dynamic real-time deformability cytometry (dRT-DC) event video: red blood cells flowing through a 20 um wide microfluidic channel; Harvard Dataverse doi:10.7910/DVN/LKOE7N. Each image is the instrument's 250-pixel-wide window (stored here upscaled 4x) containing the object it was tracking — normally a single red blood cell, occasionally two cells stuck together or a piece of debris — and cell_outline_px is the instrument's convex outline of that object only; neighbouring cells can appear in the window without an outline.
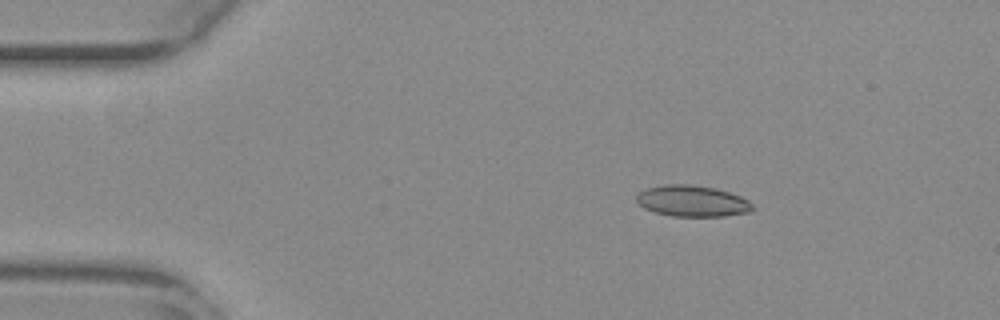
{"species": "common noctule bat (a hibernating species)", "species_latin": "Nyctalus noctula", "temperature_condition": "warm", "stored_images_in_passage": 53, "camera_frame_rate_fps": 3000, "um_per_image_px": 0.085, "animal": {"sex": "female", "body_mass_g": 29.2, "forearm_length_mm": 56.3}, "frame": {"image": 1, "passage_image": 8, "time_ms": 2.333, "image_size_px": [1000, 320], "cell_outline_px": [[752, 208], [748, 212], [724, 216], [672, 216], [656, 212], [644, 208], [636, 200], [636, 196], [640, 192], [648, 188], [664, 184], [688, 184], [716, 188], [740, 196], [748, 200], [752, 204]], "centroid_in_image_um": [58.83, 17.08], "position_along_channel_um": 26.2, "area_um2": 20.87}}
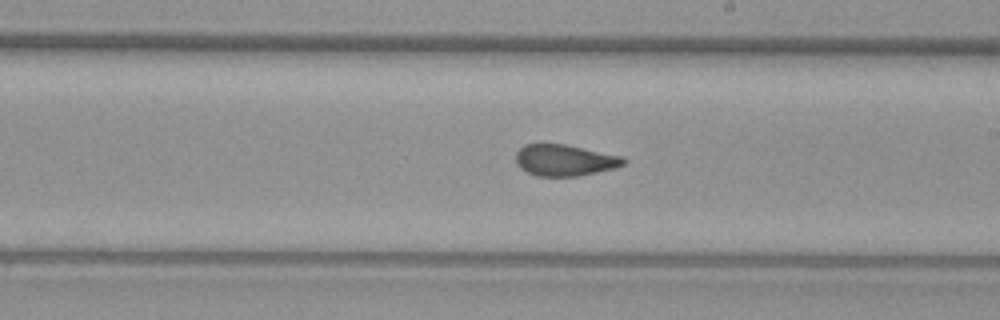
{"frame": {"image": 2, "passage_image": 30, "time_ms": 9.667, "image_size_px": [1000, 320], "cell_outline_px": [[628, 160], [624, 164], [616, 168], [580, 176], [536, 176], [520, 168], [516, 164], [516, 152], [524, 144], [564, 144], [620, 156]], "centroid_in_image_um": [47.98, 13.63], "position_along_channel_um": 241.0, "area_um2": 19.65}}
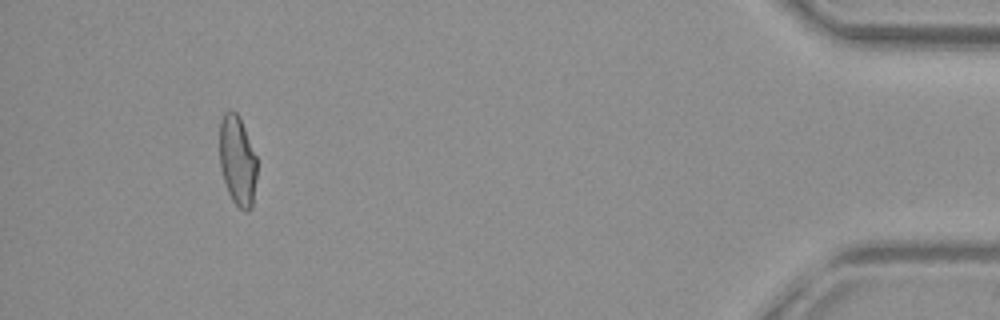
{"frame": {"image": 3, "passage_image": 49, "time_ms": 16.0, "image_size_px": [1000, 320], "cell_outline_px": [[256, 180], [252, 208], [248, 212], [244, 212], [232, 200], [228, 192], [220, 168], [220, 120], [224, 112], [228, 108], [236, 112], [244, 128], [256, 156]], "centroid_in_image_um": [20.18, 13.67], "position_along_channel_um": 415.0, "area_um2": 19.59}, "authors_computed_cell_mechanics": {"area_um2": 20.4612, "velocity_mm_per_s": 3.8642, "shape_relaxation_time_tau1_ms": null, "shape_relaxation_time_tau2_ms": 1.2934, "deformation_change_tau1": null, "deformation_change_tau2": 0.0842}}